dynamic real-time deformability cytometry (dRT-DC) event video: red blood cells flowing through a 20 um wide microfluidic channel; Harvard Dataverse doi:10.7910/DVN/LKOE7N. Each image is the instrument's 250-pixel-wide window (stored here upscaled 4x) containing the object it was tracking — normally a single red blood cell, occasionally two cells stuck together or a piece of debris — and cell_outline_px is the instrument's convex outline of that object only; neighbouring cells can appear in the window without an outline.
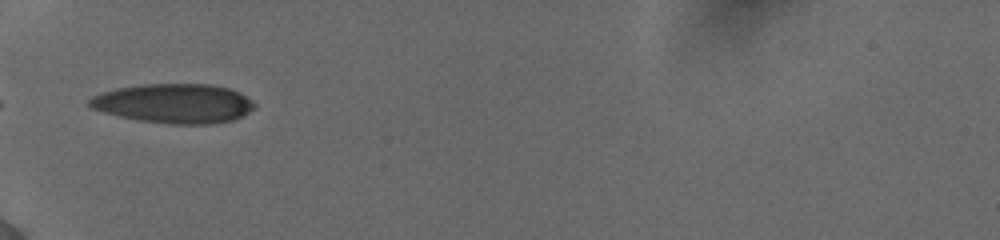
{"species": "human", "species_latin": "Homo sapiens", "temperature_condition": "cold", "stored_images_in_passage": 19, "camera_frame_rate_fps": 3000, "um_per_image_px": 0.085, "donor": {"sex": "female"}, "frame": {"image": 1, "passage_image": 1, "time_ms": 0.0, "image_size_px": [1000, 240], "cell_outline_px": [[256, 108], [232, 120], [212, 124], [172, 124], [140, 120], [120, 116], [104, 112], [92, 108], [88, 104], [88, 100], [92, 96], [116, 88], [144, 84], [212, 84], [228, 88], [240, 92], [252, 100], [256, 104]], "centroid_in_image_um": [14.82, 8.78], "position_along_channel_um": 70.2, "area_um2": 37.8}}
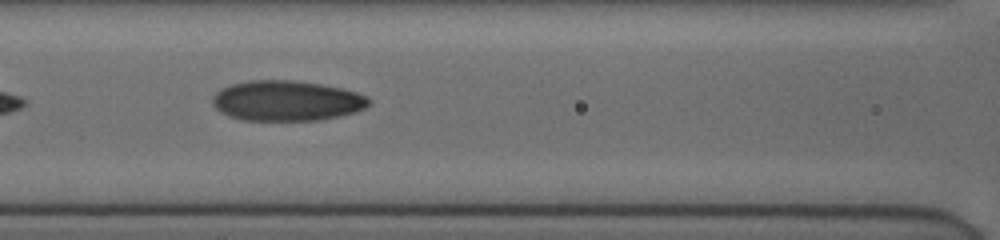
{"frame": {"image": 2, "passage_image": 7, "time_ms": 2.0, "image_size_px": [1000, 240], "cell_outline_px": [[372, 104], [356, 112], [320, 120], [244, 120], [228, 116], [216, 108], [212, 100], [212, 96], [216, 92], [232, 84], [248, 80], [292, 80], [320, 84], [340, 88], [356, 92], [368, 96], [372, 100]], "centroid_in_image_um": [24.4, 8.56], "position_along_channel_um": 142.2, "area_um2": 36.7}}
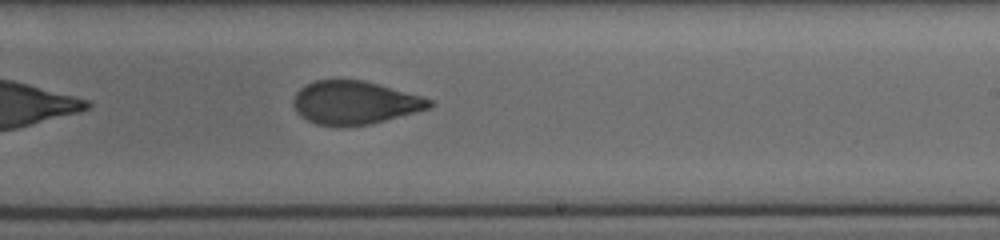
{"frame": {"image": 3, "passage_image": 16, "time_ms": 5.0, "image_size_px": [1000, 240], "cell_outline_px": [[432, 104], [428, 108], [384, 120], [368, 124], [316, 124], [300, 116], [296, 112], [292, 104], [292, 100], [296, 92], [304, 84], [316, 80], [364, 80], [380, 84], [420, 96], [432, 100]], "centroid_in_image_um": [30.08, 8.69], "position_along_channel_um": 258.9, "area_um2": 33.58}}